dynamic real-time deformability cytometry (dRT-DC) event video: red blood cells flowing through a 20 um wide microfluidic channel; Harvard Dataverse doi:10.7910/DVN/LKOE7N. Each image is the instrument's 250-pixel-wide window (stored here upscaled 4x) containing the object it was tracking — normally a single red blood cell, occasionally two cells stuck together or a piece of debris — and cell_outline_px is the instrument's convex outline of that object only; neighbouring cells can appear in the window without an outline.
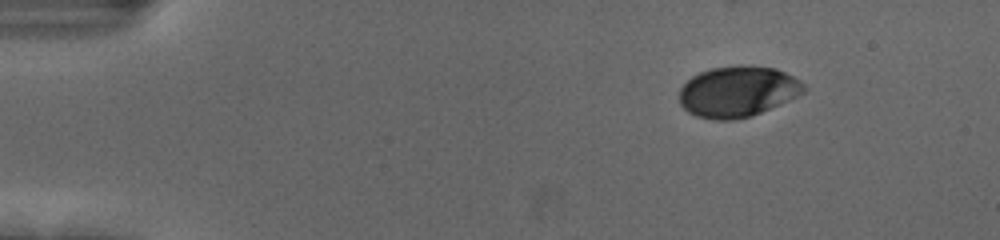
{"species": "human", "species_latin": "Homo sapiens", "temperature_condition": "cold", "stored_images_in_passage": 16, "camera_frame_rate_fps": 3000, "um_per_image_px": 0.085, "donor": {"sex": "female"}, "frame": {"image": 1, "passage_image": 1, "time_ms": 0.0, "image_size_px": [1000, 240], "cell_outline_px": [[804, 92], [788, 100], [760, 112], [748, 116], [732, 120], [712, 120], [696, 116], [688, 112], [680, 104], [680, 88], [692, 76], [700, 72], [712, 68], [740, 64], [776, 68], [800, 80], [804, 84]], "centroid_in_image_um": [62.67, 7.77], "position_along_channel_um": 22.3, "area_um2": 36.7}}
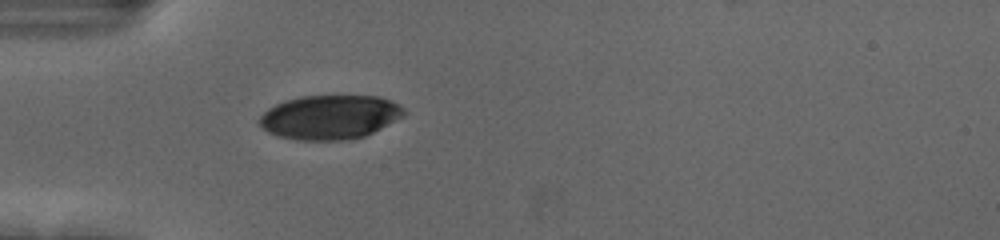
{"frame": {"image": 2, "passage_image": 11, "time_ms": 3.333, "image_size_px": [1000, 240], "cell_outline_px": [[404, 116], [364, 136], [348, 140], [300, 140], [276, 136], [268, 132], [256, 120], [268, 108], [276, 104], [300, 96], [380, 96], [392, 100], [400, 104], [404, 108]], "centroid_in_image_um": [28.04, 9.95], "position_along_channel_um": 57.0, "area_um2": 37.22}}